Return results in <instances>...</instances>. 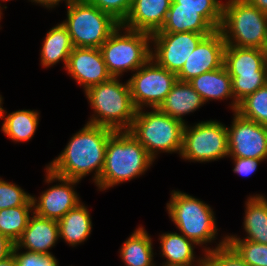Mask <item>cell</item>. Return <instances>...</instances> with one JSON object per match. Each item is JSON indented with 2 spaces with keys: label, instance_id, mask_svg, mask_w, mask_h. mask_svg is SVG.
I'll return each mask as SVG.
<instances>
[{
  "label": "cell",
  "instance_id": "cell-1",
  "mask_svg": "<svg viewBox=\"0 0 267 266\" xmlns=\"http://www.w3.org/2000/svg\"><path fill=\"white\" fill-rule=\"evenodd\" d=\"M113 132L87 122L47 168L58 176L77 181L95 170L93 181L97 184L104 166L106 145Z\"/></svg>",
  "mask_w": 267,
  "mask_h": 266
},
{
  "label": "cell",
  "instance_id": "cell-2",
  "mask_svg": "<svg viewBox=\"0 0 267 266\" xmlns=\"http://www.w3.org/2000/svg\"><path fill=\"white\" fill-rule=\"evenodd\" d=\"M153 158L129 131H114L106 145L102 173L97 182L100 190L142 175Z\"/></svg>",
  "mask_w": 267,
  "mask_h": 266
},
{
  "label": "cell",
  "instance_id": "cell-3",
  "mask_svg": "<svg viewBox=\"0 0 267 266\" xmlns=\"http://www.w3.org/2000/svg\"><path fill=\"white\" fill-rule=\"evenodd\" d=\"M85 93L95 111L88 123L114 131L129 130L136 108L131 99L128 81L122 84L117 77H111L108 81L90 87Z\"/></svg>",
  "mask_w": 267,
  "mask_h": 266
},
{
  "label": "cell",
  "instance_id": "cell-4",
  "mask_svg": "<svg viewBox=\"0 0 267 266\" xmlns=\"http://www.w3.org/2000/svg\"><path fill=\"white\" fill-rule=\"evenodd\" d=\"M219 30L226 45L267 50V14L247 0L223 3Z\"/></svg>",
  "mask_w": 267,
  "mask_h": 266
},
{
  "label": "cell",
  "instance_id": "cell-5",
  "mask_svg": "<svg viewBox=\"0 0 267 266\" xmlns=\"http://www.w3.org/2000/svg\"><path fill=\"white\" fill-rule=\"evenodd\" d=\"M184 122L163 113L159 108L151 112L136 110L129 132L144 146L155 160L157 152H178L183 145Z\"/></svg>",
  "mask_w": 267,
  "mask_h": 266
},
{
  "label": "cell",
  "instance_id": "cell-6",
  "mask_svg": "<svg viewBox=\"0 0 267 266\" xmlns=\"http://www.w3.org/2000/svg\"><path fill=\"white\" fill-rule=\"evenodd\" d=\"M125 30L124 35L119 30ZM151 34L123 27L121 24L99 48L108 73L118 77L126 70L135 71L151 58Z\"/></svg>",
  "mask_w": 267,
  "mask_h": 266
},
{
  "label": "cell",
  "instance_id": "cell-7",
  "mask_svg": "<svg viewBox=\"0 0 267 266\" xmlns=\"http://www.w3.org/2000/svg\"><path fill=\"white\" fill-rule=\"evenodd\" d=\"M66 27L74 47L100 48L120 25L110 14L86 0L67 5Z\"/></svg>",
  "mask_w": 267,
  "mask_h": 266
},
{
  "label": "cell",
  "instance_id": "cell-8",
  "mask_svg": "<svg viewBox=\"0 0 267 266\" xmlns=\"http://www.w3.org/2000/svg\"><path fill=\"white\" fill-rule=\"evenodd\" d=\"M172 192L167 210L181 233L195 245L214 240L218 229L211 207L184 192Z\"/></svg>",
  "mask_w": 267,
  "mask_h": 266
},
{
  "label": "cell",
  "instance_id": "cell-9",
  "mask_svg": "<svg viewBox=\"0 0 267 266\" xmlns=\"http://www.w3.org/2000/svg\"><path fill=\"white\" fill-rule=\"evenodd\" d=\"M182 158L208 162L228 156L227 127L218 121H202L192 128L185 124Z\"/></svg>",
  "mask_w": 267,
  "mask_h": 266
},
{
  "label": "cell",
  "instance_id": "cell-10",
  "mask_svg": "<svg viewBox=\"0 0 267 266\" xmlns=\"http://www.w3.org/2000/svg\"><path fill=\"white\" fill-rule=\"evenodd\" d=\"M176 81L175 73L166 70L150 58L128 80L136 110L143 109L144 105L152 109L159 108Z\"/></svg>",
  "mask_w": 267,
  "mask_h": 266
},
{
  "label": "cell",
  "instance_id": "cell-11",
  "mask_svg": "<svg viewBox=\"0 0 267 266\" xmlns=\"http://www.w3.org/2000/svg\"><path fill=\"white\" fill-rule=\"evenodd\" d=\"M207 35L209 34L196 32H155L151 34V41L156 47L154 51L151 50V58L161 67L177 75L186 59Z\"/></svg>",
  "mask_w": 267,
  "mask_h": 266
},
{
  "label": "cell",
  "instance_id": "cell-12",
  "mask_svg": "<svg viewBox=\"0 0 267 266\" xmlns=\"http://www.w3.org/2000/svg\"><path fill=\"white\" fill-rule=\"evenodd\" d=\"M228 132V156L267 159V126L248 120L235 111Z\"/></svg>",
  "mask_w": 267,
  "mask_h": 266
},
{
  "label": "cell",
  "instance_id": "cell-13",
  "mask_svg": "<svg viewBox=\"0 0 267 266\" xmlns=\"http://www.w3.org/2000/svg\"><path fill=\"white\" fill-rule=\"evenodd\" d=\"M46 171L47 183L57 180L62 183L42 192L38 200L32 197L35 210L33 212L41 217L59 221L67 212L81 203L73 188V185L79 181L58 176L48 168Z\"/></svg>",
  "mask_w": 267,
  "mask_h": 266
},
{
  "label": "cell",
  "instance_id": "cell-14",
  "mask_svg": "<svg viewBox=\"0 0 267 266\" xmlns=\"http://www.w3.org/2000/svg\"><path fill=\"white\" fill-rule=\"evenodd\" d=\"M225 46L219 29L205 36L186 59L183 68L177 74V80L189 82L194 77L222 67Z\"/></svg>",
  "mask_w": 267,
  "mask_h": 266
},
{
  "label": "cell",
  "instance_id": "cell-15",
  "mask_svg": "<svg viewBox=\"0 0 267 266\" xmlns=\"http://www.w3.org/2000/svg\"><path fill=\"white\" fill-rule=\"evenodd\" d=\"M66 70L79 85L83 86L85 92L112 77L107 71L99 48L74 47Z\"/></svg>",
  "mask_w": 267,
  "mask_h": 266
},
{
  "label": "cell",
  "instance_id": "cell-16",
  "mask_svg": "<svg viewBox=\"0 0 267 266\" xmlns=\"http://www.w3.org/2000/svg\"><path fill=\"white\" fill-rule=\"evenodd\" d=\"M172 0H132L127 18L121 23L135 31L153 34L163 26Z\"/></svg>",
  "mask_w": 267,
  "mask_h": 266
},
{
  "label": "cell",
  "instance_id": "cell-17",
  "mask_svg": "<svg viewBox=\"0 0 267 266\" xmlns=\"http://www.w3.org/2000/svg\"><path fill=\"white\" fill-rule=\"evenodd\" d=\"M59 239L58 221L41 217L33 212L27 227L15 245L27 251L51 255L48 251Z\"/></svg>",
  "mask_w": 267,
  "mask_h": 266
},
{
  "label": "cell",
  "instance_id": "cell-18",
  "mask_svg": "<svg viewBox=\"0 0 267 266\" xmlns=\"http://www.w3.org/2000/svg\"><path fill=\"white\" fill-rule=\"evenodd\" d=\"M223 65L229 75H267V50L226 45Z\"/></svg>",
  "mask_w": 267,
  "mask_h": 266
},
{
  "label": "cell",
  "instance_id": "cell-19",
  "mask_svg": "<svg viewBox=\"0 0 267 266\" xmlns=\"http://www.w3.org/2000/svg\"><path fill=\"white\" fill-rule=\"evenodd\" d=\"M194 90L201 96L204 103L211 99L233 98L231 105L235 112L238 104L235 102L232 90L231 76L223 65L219 69L205 72L189 81Z\"/></svg>",
  "mask_w": 267,
  "mask_h": 266
},
{
  "label": "cell",
  "instance_id": "cell-20",
  "mask_svg": "<svg viewBox=\"0 0 267 266\" xmlns=\"http://www.w3.org/2000/svg\"><path fill=\"white\" fill-rule=\"evenodd\" d=\"M203 104H205L203 99L189 82L177 80L159 109L172 118L185 123L182 117L196 111Z\"/></svg>",
  "mask_w": 267,
  "mask_h": 266
},
{
  "label": "cell",
  "instance_id": "cell-21",
  "mask_svg": "<svg viewBox=\"0 0 267 266\" xmlns=\"http://www.w3.org/2000/svg\"><path fill=\"white\" fill-rule=\"evenodd\" d=\"M244 229L248 236H226L227 240H250L267 245V199L263 195L249 197L246 202Z\"/></svg>",
  "mask_w": 267,
  "mask_h": 266
},
{
  "label": "cell",
  "instance_id": "cell-22",
  "mask_svg": "<svg viewBox=\"0 0 267 266\" xmlns=\"http://www.w3.org/2000/svg\"><path fill=\"white\" fill-rule=\"evenodd\" d=\"M216 29L201 15L198 10L177 9V4L172 0L166 20L157 32H196L211 34Z\"/></svg>",
  "mask_w": 267,
  "mask_h": 266
},
{
  "label": "cell",
  "instance_id": "cell-23",
  "mask_svg": "<svg viewBox=\"0 0 267 266\" xmlns=\"http://www.w3.org/2000/svg\"><path fill=\"white\" fill-rule=\"evenodd\" d=\"M58 225L59 237L71 246L84 242L92 229L89 211L82 203L67 212L58 221Z\"/></svg>",
  "mask_w": 267,
  "mask_h": 266
},
{
  "label": "cell",
  "instance_id": "cell-24",
  "mask_svg": "<svg viewBox=\"0 0 267 266\" xmlns=\"http://www.w3.org/2000/svg\"><path fill=\"white\" fill-rule=\"evenodd\" d=\"M74 46L66 27L61 23L47 33L41 49V64L45 67L63 61L65 69Z\"/></svg>",
  "mask_w": 267,
  "mask_h": 266
},
{
  "label": "cell",
  "instance_id": "cell-25",
  "mask_svg": "<svg viewBox=\"0 0 267 266\" xmlns=\"http://www.w3.org/2000/svg\"><path fill=\"white\" fill-rule=\"evenodd\" d=\"M152 239L143 227H138L123 243L120 257L126 266H155Z\"/></svg>",
  "mask_w": 267,
  "mask_h": 266
},
{
  "label": "cell",
  "instance_id": "cell-26",
  "mask_svg": "<svg viewBox=\"0 0 267 266\" xmlns=\"http://www.w3.org/2000/svg\"><path fill=\"white\" fill-rule=\"evenodd\" d=\"M161 251L167 258L163 266H187L194 264V246L192 240L178 233H165L160 236Z\"/></svg>",
  "mask_w": 267,
  "mask_h": 266
},
{
  "label": "cell",
  "instance_id": "cell-27",
  "mask_svg": "<svg viewBox=\"0 0 267 266\" xmlns=\"http://www.w3.org/2000/svg\"><path fill=\"white\" fill-rule=\"evenodd\" d=\"M39 112L18 110L6 115L2 131L13 141L30 140L38 126Z\"/></svg>",
  "mask_w": 267,
  "mask_h": 266
},
{
  "label": "cell",
  "instance_id": "cell-28",
  "mask_svg": "<svg viewBox=\"0 0 267 266\" xmlns=\"http://www.w3.org/2000/svg\"><path fill=\"white\" fill-rule=\"evenodd\" d=\"M32 207L33 204H24L0 210V233L16 243L28 225Z\"/></svg>",
  "mask_w": 267,
  "mask_h": 266
},
{
  "label": "cell",
  "instance_id": "cell-29",
  "mask_svg": "<svg viewBox=\"0 0 267 266\" xmlns=\"http://www.w3.org/2000/svg\"><path fill=\"white\" fill-rule=\"evenodd\" d=\"M236 112L248 120L267 126V84L243 99Z\"/></svg>",
  "mask_w": 267,
  "mask_h": 266
},
{
  "label": "cell",
  "instance_id": "cell-30",
  "mask_svg": "<svg viewBox=\"0 0 267 266\" xmlns=\"http://www.w3.org/2000/svg\"><path fill=\"white\" fill-rule=\"evenodd\" d=\"M177 9L198 10L216 30L222 23L223 3L219 0H173Z\"/></svg>",
  "mask_w": 267,
  "mask_h": 266
},
{
  "label": "cell",
  "instance_id": "cell-31",
  "mask_svg": "<svg viewBox=\"0 0 267 266\" xmlns=\"http://www.w3.org/2000/svg\"><path fill=\"white\" fill-rule=\"evenodd\" d=\"M227 244L249 266H267V245L250 240H227Z\"/></svg>",
  "mask_w": 267,
  "mask_h": 266
},
{
  "label": "cell",
  "instance_id": "cell-32",
  "mask_svg": "<svg viewBox=\"0 0 267 266\" xmlns=\"http://www.w3.org/2000/svg\"><path fill=\"white\" fill-rule=\"evenodd\" d=\"M205 261L207 266H249L227 244L225 237L214 249L205 248Z\"/></svg>",
  "mask_w": 267,
  "mask_h": 266
},
{
  "label": "cell",
  "instance_id": "cell-33",
  "mask_svg": "<svg viewBox=\"0 0 267 266\" xmlns=\"http://www.w3.org/2000/svg\"><path fill=\"white\" fill-rule=\"evenodd\" d=\"M235 102L239 104L248 95L267 84V75H230Z\"/></svg>",
  "mask_w": 267,
  "mask_h": 266
},
{
  "label": "cell",
  "instance_id": "cell-34",
  "mask_svg": "<svg viewBox=\"0 0 267 266\" xmlns=\"http://www.w3.org/2000/svg\"><path fill=\"white\" fill-rule=\"evenodd\" d=\"M32 197L16 184L6 182L0 178V210L33 204Z\"/></svg>",
  "mask_w": 267,
  "mask_h": 266
},
{
  "label": "cell",
  "instance_id": "cell-35",
  "mask_svg": "<svg viewBox=\"0 0 267 266\" xmlns=\"http://www.w3.org/2000/svg\"><path fill=\"white\" fill-rule=\"evenodd\" d=\"M101 11L110 14L120 24L127 18L132 0H86Z\"/></svg>",
  "mask_w": 267,
  "mask_h": 266
},
{
  "label": "cell",
  "instance_id": "cell-36",
  "mask_svg": "<svg viewBox=\"0 0 267 266\" xmlns=\"http://www.w3.org/2000/svg\"><path fill=\"white\" fill-rule=\"evenodd\" d=\"M19 248L15 245L12 254L14 255L17 266H58L57 259L51 255H45L26 251L19 253Z\"/></svg>",
  "mask_w": 267,
  "mask_h": 266
},
{
  "label": "cell",
  "instance_id": "cell-37",
  "mask_svg": "<svg viewBox=\"0 0 267 266\" xmlns=\"http://www.w3.org/2000/svg\"><path fill=\"white\" fill-rule=\"evenodd\" d=\"M235 163L233 169L234 173H238L243 176L251 175L257 170L258 164L263 161V159L255 158H241V157H232Z\"/></svg>",
  "mask_w": 267,
  "mask_h": 266
},
{
  "label": "cell",
  "instance_id": "cell-38",
  "mask_svg": "<svg viewBox=\"0 0 267 266\" xmlns=\"http://www.w3.org/2000/svg\"><path fill=\"white\" fill-rule=\"evenodd\" d=\"M14 246V242L0 233V261L6 259L12 254Z\"/></svg>",
  "mask_w": 267,
  "mask_h": 266
},
{
  "label": "cell",
  "instance_id": "cell-39",
  "mask_svg": "<svg viewBox=\"0 0 267 266\" xmlns=\"http://www.w3.org/2000/svg\"><path fill=\"white\" fill-rule=\"evenodd\" d=\"M33 2H36V3H39L45 7H49V8H52L54 7L55 5H57L59 2L63 1V0H31ZM66 1V4H70L71 2L73 1H76V0H65Z\"/></svg>",
  "mask_w": 267,
  "mask_h": 266
},
{
  "label": "cell",
  "instance_id": "cell-40",
  "mask_svg": "<svg viewBox=\"0 0 267 266\" xmlns=\"http://www.w3.org/2000/svg\"><path fill=\"white\" fill-rule=\"evenodd\" d=\"M254 7H257L261 12L267 14V0H247Z\"/></svg>",
  "mask_w": 267,
  "mask_h": 266
},
{
  "label": "cell",
  "instance_id": "cell-41",
  "mask_svg": "<svg viewBox=\"0 0 267 266\" xmlns=\"http://www.w3.org/2000/svg\"><path fill=\"white\" fill-rule=\"evenodd\" d=\"M0 266H17V262L14 255L11 254L6 259L0 261Z\"/></svg>",
  "mask_w": 267,
  "mask_h": 266
},
{
  "label": "cell",
  "instance_id": "cell-42",
  "mask_svg": "<svg viewBox=\"0 0 267 266\" xmlns=\"http://www.w3.org/2000/svg\"><path fill=\"white\" fill-rule=\"evenodd\" d=\"M198 264V266H207L206 265V261H205V257L204 258H201L200 260H198V262H197ZM187 266H193L192 264L191 265H187Z\"/></svg>",
  "mask_w": 267,
  "mask_h": 266
},
{
  "label": "cell",
  "instance_id": "cell-43",
  "mask_svg": "<svg viewBox=\"0 0 267 266\" xmlns=\"http://www.w3.org/2000/svg\"><path fill=\"white\" fill-rule=\"evenodd\" d=\"M1 104H2V97L0 95V118L3 119L4 113H7V112L1 107Z\"/></svg>",
  "mask_w": 267,
  "mask_h": 266
}]
</instances>
